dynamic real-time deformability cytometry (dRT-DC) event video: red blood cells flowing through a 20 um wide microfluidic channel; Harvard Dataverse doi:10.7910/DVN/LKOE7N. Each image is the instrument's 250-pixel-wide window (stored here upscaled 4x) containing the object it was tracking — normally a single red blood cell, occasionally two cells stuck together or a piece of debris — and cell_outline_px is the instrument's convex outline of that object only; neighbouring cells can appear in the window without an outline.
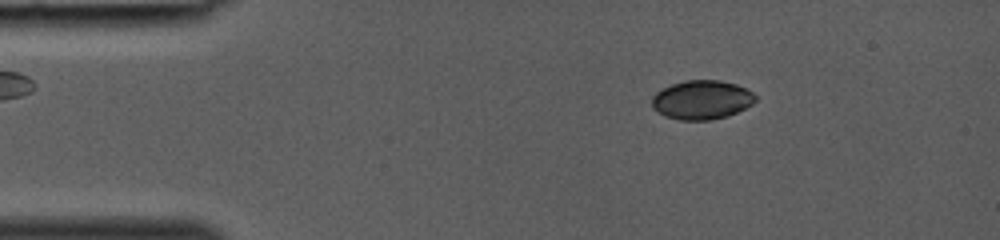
{"species": "common noctule bat (a hibernating species)", "species_latin": "Nyctalus noctula", "temperature_condition": "room temperature", "stored_images_in_passage": 35, "camera_frame_rate_fps": 3000, "um_per_image_px": 0.085, "animal": {"sex": "female", "body_mass_g": 19.0, "forearm_length_mm": 53.3}, "frame": {"image": 1, "passage_image": 5, "time_ms": 1.333, "image_size_px": [1000, 240], "cell_outline_px": [[756, 100], [752, 104], [728, 116], [712, 120], [680, 120], [664, 116], [652, 108], [652, 96], [656, 92], [672, 84], [684, 80], [720, 80], [736, 84], [752, 92], [756, 96]], "centroid_in_image_um": [59.63, 8.49], "position_along_channel_um": 25.4, "area_um2": 23.58}}
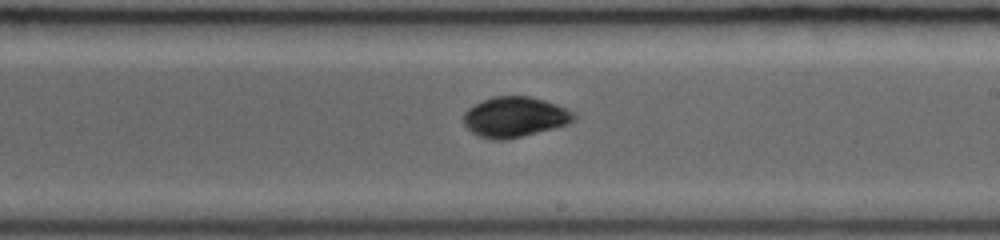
{"frame": {"image": 2, "passage_image": 22, "time_ms": 7.0, "image_size_px": [1000, 240], "cell_outline_px": [[576, 120], [568, 124], [504, 140], [492, 140], [480, 136], [472, 132], [464, 124], [464, 112], [468, 108], [492, 96], [528, 96], [544, 100], [556, 104], [576, 112]], "centroid_in_image_um": [43.77, 9.93], "position_along_channel_um": 245.2, "area_um2": 25.72}}
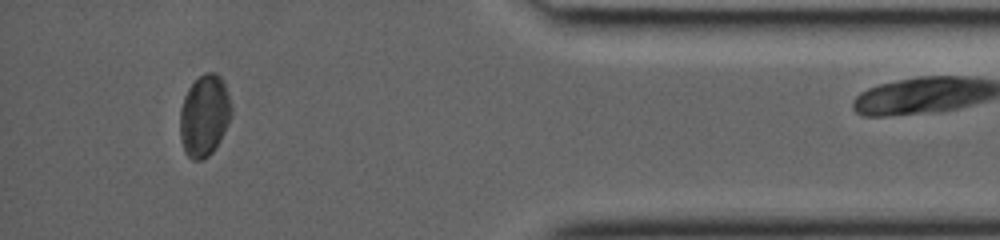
{"frame": {"image": 3, "passage_image": 34, "time_ms": 11.0, "image_size_px": [1000, 240], "cell_outline_px": [[232, 116], [220, 140], [212, 152], [208, 156], [200, 160], [192, 160], [184, 152], [180, 136], [180, 108], [184, 96], [188, 88], [204, 72], [216, 72], [224, 80], [232, 104]], "centroid_in_image_um": [17.38, 9.81], "position_along_channel_um": 417.8, "area_um2": 24.74}}